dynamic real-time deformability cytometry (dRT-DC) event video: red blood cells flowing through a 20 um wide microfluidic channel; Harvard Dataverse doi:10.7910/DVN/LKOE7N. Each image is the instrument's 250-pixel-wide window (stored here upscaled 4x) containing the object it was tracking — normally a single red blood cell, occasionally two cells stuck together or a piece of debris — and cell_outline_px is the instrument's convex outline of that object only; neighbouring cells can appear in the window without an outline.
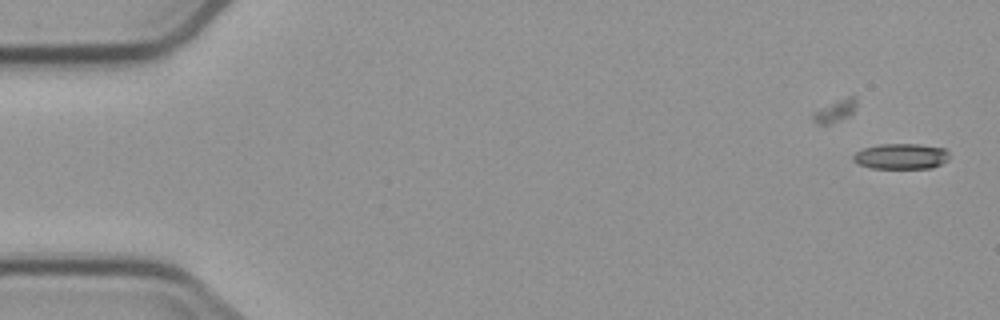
{"species": "common noctule bat (a hibernating species)", "species_latin": "Nyctalus noctula", "temperature_condition": "cold", "stored_images_in_passage": 5, "camera_frame_rate_fps": 3000, "um_per_image_px": 0.085, "animal": {"sex": "male", "body_mass_g": 23.1, "forearm_length_mm": 52.7}, "frame": {"image": 1, "passage_image": 1, "time_ms": 0.0, "image_size_px": [1000, 320], "cell_outline_px": [[948, 160], [932, 168], [872, 168], [860, 164], [852, 160], [852, 156], [856, 152], [864, 148], [880, 144], [920, 144], [944, 148], [948, 152]], "centroid_in_image_um": [76.59, 13.28], "position_along_channel_um": 8.4, "area_um2": 14.28}}
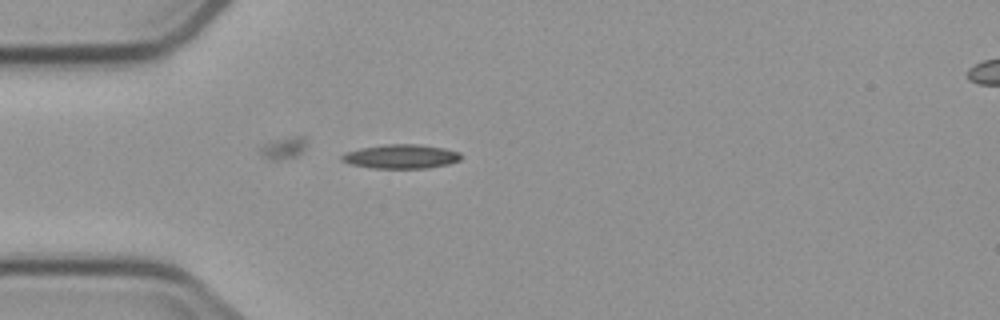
{"frame": {"image": 2, "passage_image": 4, "time_ms": 4.667, "image_size_px": [1000, 320], "cell_outline_px": [[460, 160], [448, 164], [428, 168], [372, 168], [348, 164], [340, 160], [340, 156], [344, 152], [360, 148], [388, 144], [416, 144], [444, 148], [460, 152]], "centroid_in_image_um": [34.03, 13.3], "position_along_channel_um": 51.0, "area_um2": 16.82}}